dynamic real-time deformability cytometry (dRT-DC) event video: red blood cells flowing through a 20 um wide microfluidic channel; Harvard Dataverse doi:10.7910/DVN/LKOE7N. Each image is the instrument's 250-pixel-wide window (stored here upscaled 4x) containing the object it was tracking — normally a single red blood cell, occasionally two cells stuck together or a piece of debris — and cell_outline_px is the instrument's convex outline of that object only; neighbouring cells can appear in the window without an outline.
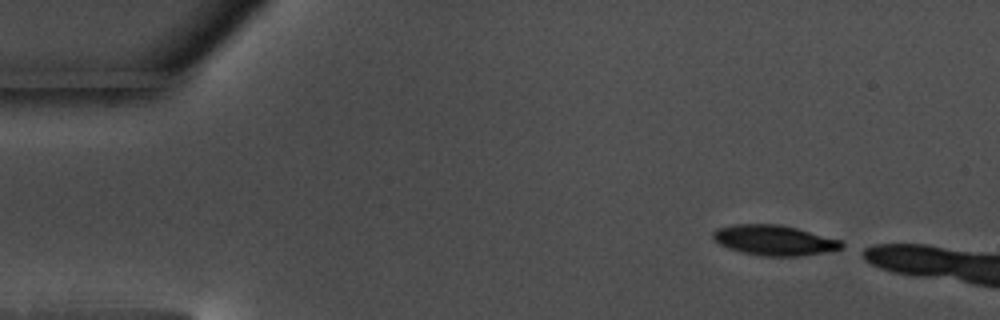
{"species": "common noctule bat (a hibernating species)", "species_latin": "Nyctalus noctula", "temperature_condition": "warm", "stored_images_in_passage": 10, "camera_frame_rate_fps": 3000, "um_per_image_px": 0.085, "animal": {"sex": "male", "body_mass_g": 17.5, "forearm_length_mm": 52.3}, "frame": {"image": 1, "passage_image": 1, "time_ms": 0.0, "image_size_px": [1000, 320], "cell_outline_px": [[844, 248], [824, 252], [800, 256], [760, 256], [728, 248], [720, 244], [712, 236], [712, 232], [716, 228], [732, 224], [780, 224], [796, 228], [840, 240], [844, 244]], "centroid_in_image_um": [65.79, 20.41], "position_along_channel_um": 19.2, "area_um2": 22.54}}